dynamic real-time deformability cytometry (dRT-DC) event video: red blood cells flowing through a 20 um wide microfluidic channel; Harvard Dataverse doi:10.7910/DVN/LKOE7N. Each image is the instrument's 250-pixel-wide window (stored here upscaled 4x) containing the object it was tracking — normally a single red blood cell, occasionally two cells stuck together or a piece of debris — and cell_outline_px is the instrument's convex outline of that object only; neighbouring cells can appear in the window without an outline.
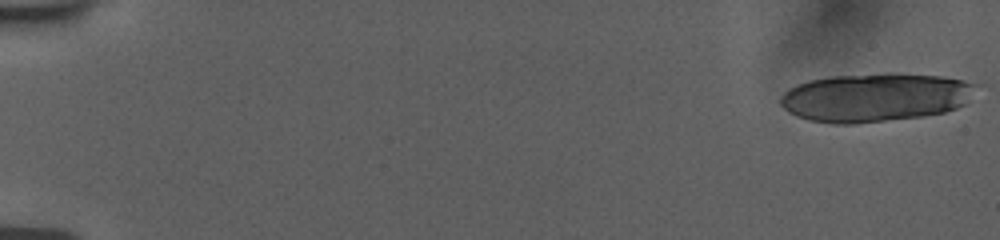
{"species": "human", "species_latin": "Homo sapiens", "temperature_condition": "room temperature", "stored_images_in_passage": 21, "camera_frame_rate_fps": 3000, "um_per_image_px": 0.085, "donor": {"sex": "female"}, "frame": {"image": 1, "passage_image": 1, "time_ms": 0.0, "image_size_px": [1000, 240], "cell_outline_px": [[980, 84], [964, 104], [956, 108], [944, 112], [924, 116], [852, 124], [832, 124], [812, 120], [796, 116], [788, 112], [780, 104], [780, 96], [784, 92], [800, 84], [812, 80], [832, 76], [944, 76], [964, 80]], "centroid_in_image_um": [74.4, 8.32], "position_along_channel_um": 10.6, "area_um2": 53.93}}
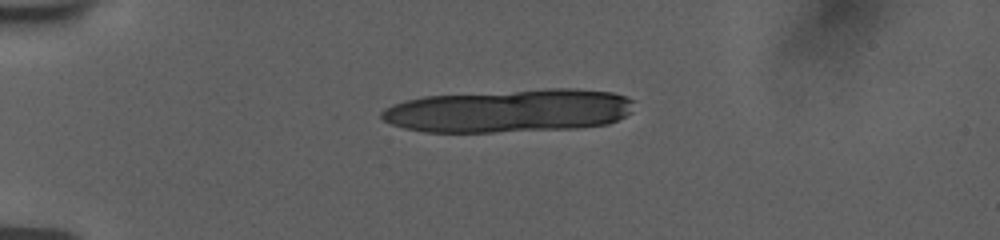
{"frame": {"image": 2, "passage_image": 16, "time_ms": 4.333, "image_size_px": [1000, 240], "cell_outline_px": [[632, 112], [608, 124], [580, 128], [492, 132], [424, 132], [404, 128], [392, 124], [384, 120], [380, 116], [380, 112], [384, 108], [392, 104], [404, 100], [424, 96], [548, 88], [572, 88], [612, 92], [624, 96], [632, 100]], "centroid_in_image_um": [43.26, 9.41], "position_along_channel_um": 41.7, "area_um2": 63.81}}